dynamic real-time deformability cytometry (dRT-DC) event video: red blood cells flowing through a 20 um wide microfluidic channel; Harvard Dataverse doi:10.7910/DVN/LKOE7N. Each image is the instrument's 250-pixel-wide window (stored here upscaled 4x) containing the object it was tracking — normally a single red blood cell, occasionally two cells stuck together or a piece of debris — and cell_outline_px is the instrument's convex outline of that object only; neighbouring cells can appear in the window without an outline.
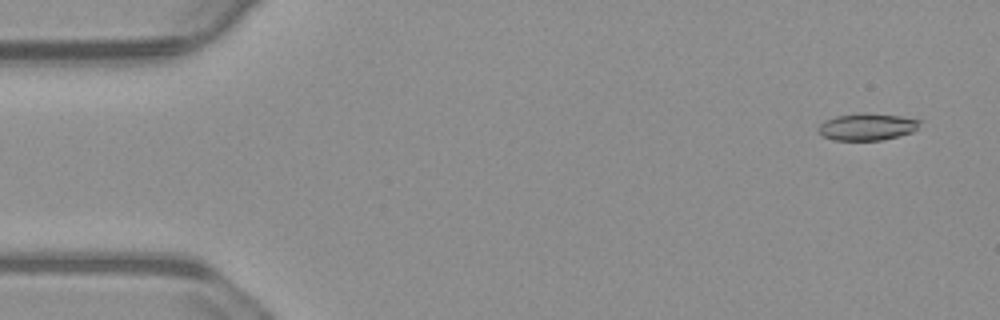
{"species": "common noctule bat (a hibernating species)", "species_latin": "Nyctalus noctula", "temperature_condition": "warm", "stored_images_in_passage": 55, "camera_frame_rate_fps": 3000, "um_per_image_px": 0.085, "animal": {"sex": "male", "body_mass_g": 23.1, "forearm_length_mm": 52.7}, "frame": {"image": 1, "passage_image": 3, "time_ms": 0.667, "image_size_px": [1000, 320], "cell_outline_px": [[924, 120], [912, 132], [880, 140], [832, 140], [816, 132], [816, 128], [824, 120], [836, 116], [856, 112], [864, 112], [900, 116]], "centroid_in_image_um": [73.65, 10.76], "position_along_channel_um": 11.3, "area_um2": 16.18}}
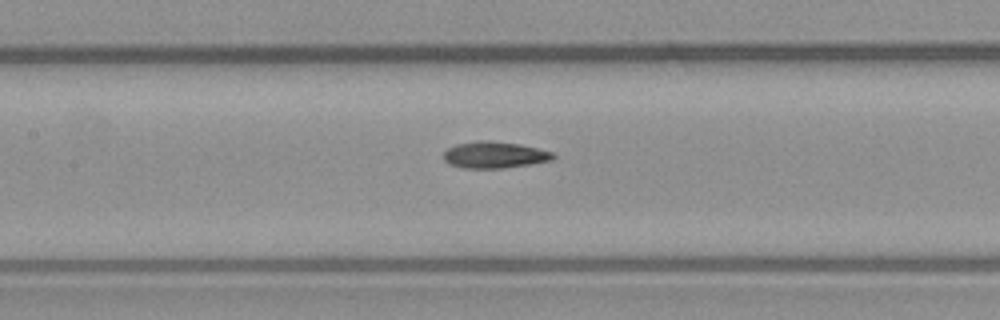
{"frame": {"image": 2, "passage_image": 25, "time_ms": 8.0, "image_size_px": [1000, 320], "cell_outline_px": [[556, 156], [552, 160], [504, 168], [460, 168], [448, 164], [444, 160], [444, 152], [448, 148], [456, 144], [480, 140], [488, 140], [520, 144], [552, 152]], "centroid_in_image_um": [41.99, 13.16], "position_along_channel_um": 165.4, "area_um2": 16.94}}
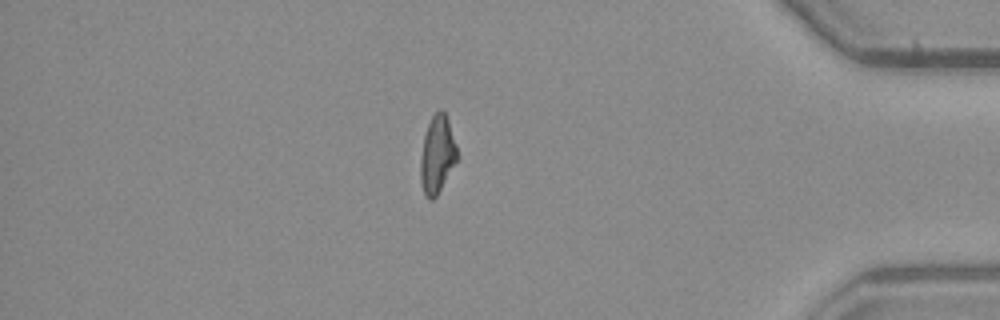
{"frame": {"image": 3, "passage_image": 47, "time_ms": 15.333, "image_size_px": [1000, 320], "cell_outline_px": [[460, 156], [436, 196], [432, 200], [428, 200], [424, 196], [420, 180], [420, 156], [424, 136], [428, 124], [432, 116], [440, 108], [444, 112], [448, 120]], "centroid_in_image_um": [37.16, 13.16], "position_along_channel_um": 398.0, "area_um2": 16.76}, "authors_computed_cell_mechanics": {"area_um2": 16.8198, "velocity_mm_per_s": 3.732, "shape_relaxation_time_tau1_ms": null, "shape_relaxation_time_tau2_ms": 6.3951, "deformation_change_tau1": null, "deformation_change_tau2": 0.1349}}